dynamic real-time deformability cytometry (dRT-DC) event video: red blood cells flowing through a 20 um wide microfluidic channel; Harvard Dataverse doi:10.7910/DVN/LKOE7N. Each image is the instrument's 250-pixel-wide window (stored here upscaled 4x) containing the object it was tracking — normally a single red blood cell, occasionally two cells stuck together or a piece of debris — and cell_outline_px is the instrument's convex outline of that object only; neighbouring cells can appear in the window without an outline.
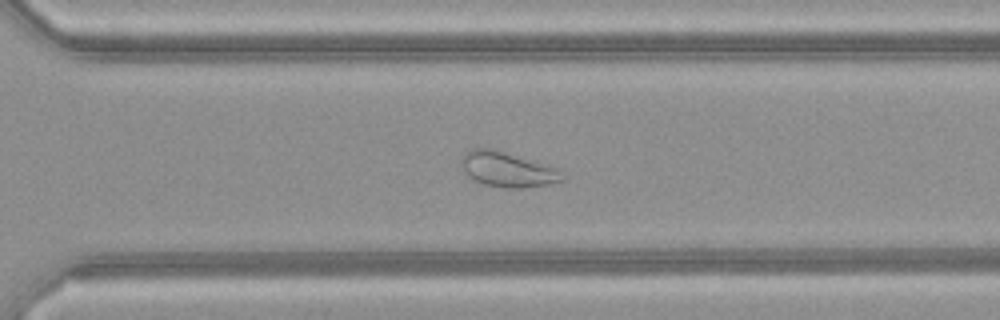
{"species": "common noctule bat (a hibernating species)", "species_latin": "Nyctalus noctula", "temperature_condition": "warm", "stored_images_in_passage": 49, "camera_frame_rate_fps": 3000, "um_per_image_px": 0.085, "animal": {"sex": "female", "body_mass_g": 21.9}, "frame": {"image": 1, "passage_image": 35, "time_ms": 11.333, "image_size_px": [1000, 320], "cell_outline_px": [[568, 176], [564, 180], [548, 184], [524, 188], [504, 188], [484, 184], [468, 176], [464, 172], [460, 164], [464, 152], [472, 148], [492, 148], [556, 168]], "centroid_in_image_um": [43.13, 14.41], "position_along_channel_um": 327.5, "area_um2": 20.58}}
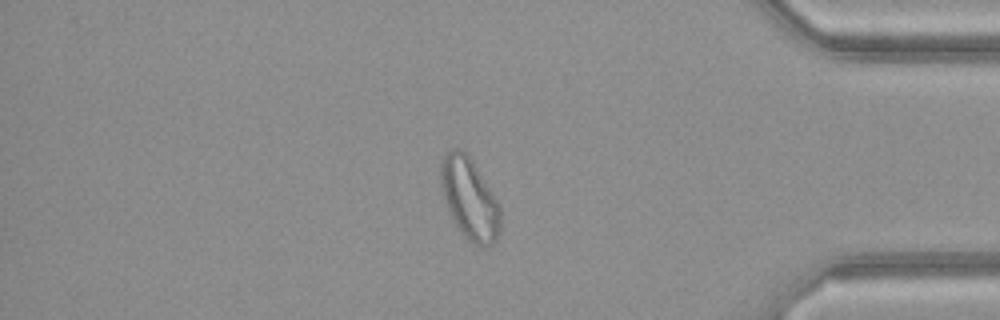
{"frame": {"image": 2, "passage_image": 42, "time_ms": 13.667, "image_size_px": [1000, 320], "cell_outline_px": [[500, 232], [496, 240], [492, 244], [484, 248], [480, 248], [468, 240], [464, 236], [448, 212], [440, 188], [440, 160], [452, 148], [460, 148], [472, 160], [500, 204]], "centroid_in_image_um": [39.9, 16.91], "position_along_channel_um": 395.3, "area_um2": 28.61}, "authors_computed_cell_mechanics": {"area_um2": 28.611, "velocity_mm_per_s": 4.1614, "shape_relaxation_time_tau1_ms": null, "shape_relaxation_time_tau2_ms": 1.331, "deformation_change_tau1": null, "deformation_change_tau2": 0.0821}}